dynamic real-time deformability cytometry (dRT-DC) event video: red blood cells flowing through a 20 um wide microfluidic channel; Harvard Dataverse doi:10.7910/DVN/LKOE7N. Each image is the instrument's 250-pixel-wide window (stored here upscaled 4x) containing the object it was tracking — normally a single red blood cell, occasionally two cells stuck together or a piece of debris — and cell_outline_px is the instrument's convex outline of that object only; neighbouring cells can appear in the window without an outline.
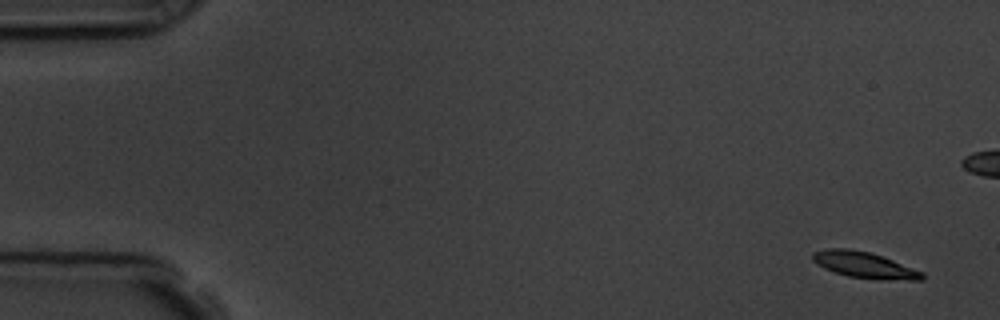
{"species": "common noctule bat (a hibernating species)", "species_latin": "Nyctalus noctula", "temperature_condition": "room temperature", "stored_images_in_passage": 4, "camera_frame_rate_fps": 3000, "um_per_image_px": 0.085, "animal": {"sex": "male", "body_mass_g": 19.5, "forearm_length_mm": 54.6}, "frame": {"image": 1, "passage_image": 4, "time_ms": 4.667, "image_size_px": [1000, 320], "cell_outline_px": [[924, 280], [876, 280], [848, 276], [824, 268], [816, 264], [812, 260], [812, 252], [828, 248], [848, 248], [872, 252], [924, 272]], "centroid_in_image_um": [73.49, 22.52], "position_along_channel_um": 11.5, "area_um2": 16.94}}